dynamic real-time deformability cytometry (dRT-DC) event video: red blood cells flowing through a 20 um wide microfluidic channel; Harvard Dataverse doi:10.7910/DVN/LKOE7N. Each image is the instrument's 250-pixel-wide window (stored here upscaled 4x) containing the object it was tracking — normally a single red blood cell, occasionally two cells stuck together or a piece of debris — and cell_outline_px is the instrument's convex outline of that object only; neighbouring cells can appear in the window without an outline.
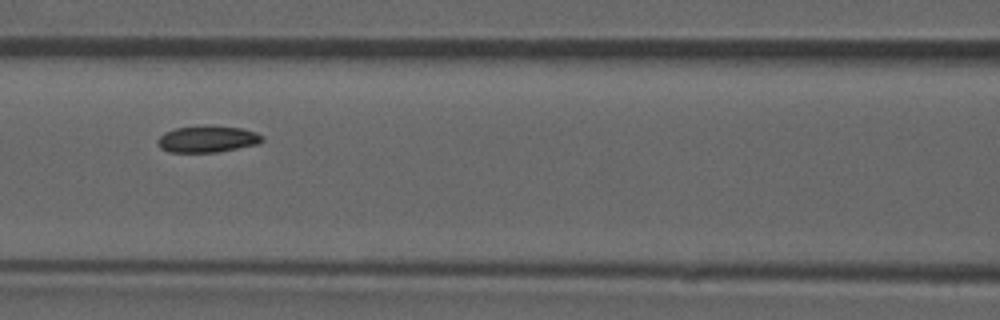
{"species": "common noctule bat (a hibernating species)", "species_latin": "Nyctalus noctula", "temperature_condition": "room temperature", "stored_images_in_passage": 54, "camera_frame_rate_fps": 3000, "um_per_image_px": 0.085, "animal": {"sex": "male", "forearm_length_mm": 52.5}, "frame": {"image": 1, "passage_image": 24, "time_ms": 7.667, "image_size_px": [1000, 320], "cell_outline_px": [[264, 140], [256, 144], [216, 152], [168, 152], [160, 148], [156, 140], [164, 132], [176, 128], [208, 124], [240, 128], [256, 132], [264, 136]], "centroid_in_image_um": [17.6, 11.8], "position_along_channel_um": 149.0, "area_um2": 16.36}}